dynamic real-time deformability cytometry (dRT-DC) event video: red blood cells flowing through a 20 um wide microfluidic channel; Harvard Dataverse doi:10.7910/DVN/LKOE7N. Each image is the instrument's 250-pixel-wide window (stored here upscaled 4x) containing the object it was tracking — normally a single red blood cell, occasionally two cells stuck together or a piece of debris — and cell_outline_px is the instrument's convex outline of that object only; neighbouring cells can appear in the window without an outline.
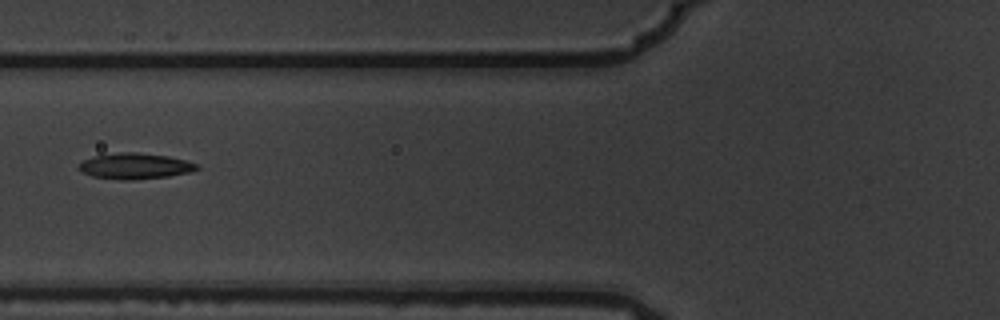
{"species": "common noctule bat (a hibernating species)", "species_latin": "Nyctalus noctula", "temperature_condition": "warm", "stored_images_in_passage": 4, "camera_frame_rate_fps": 3000, "um_per_image_px": 0.085, "animal": {"sex": "male", "body_mass_g": 19.5, "forearm_length_mm": 54.6}, "frame": {"image": 1, "passage_image": 4, "time_ms": 1.0, "image_size_px": [1000, 320], "cell_outline_px": [[200, 168], [192, 172], [168, 176], [132, 180], [120, 180], [92, 176], [76, 168], [84, 160], [92, 156], [120, 152], [136, 152], [168, 156], [200, 164]], "centroid_in_image_um": [11.5, 14.11], "position_along_channel_um": 114.3, "area_um2": 17.86}}